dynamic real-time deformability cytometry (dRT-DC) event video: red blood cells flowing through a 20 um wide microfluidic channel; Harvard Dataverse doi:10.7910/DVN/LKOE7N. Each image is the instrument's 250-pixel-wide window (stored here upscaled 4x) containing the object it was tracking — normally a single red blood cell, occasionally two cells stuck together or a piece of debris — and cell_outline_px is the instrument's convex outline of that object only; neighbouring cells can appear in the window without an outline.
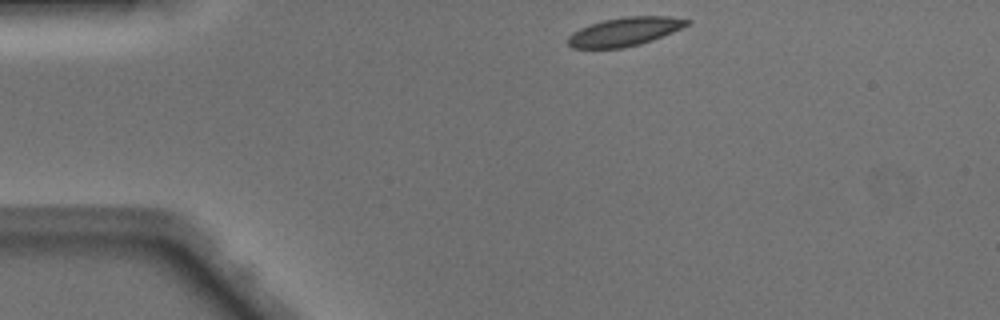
{"species": "Egyptian fruit bat (a non-hibernating species)", "species_latin": "Rousettus aegyptiacus", "temperature_condition": "warm", "stored_images_in_passage": 40, "camera_frame_rate_fps": 3000, "um_per_image_px": 0.085, "animal": {"sex": "male"}, "frame": {"image": 1, "passage_image": 1, "time_ms": 0.0, "image_size_px": [1000, 320], "cell_outline_px": [[692, 20], [688, 24], [672, 32], [652, 40], [640, 44], [624, 48], [572, 48], [564, 40], [572, 32], [580, 28], [604, 20], [624, 16], [668, 16]], "centroid_in_image_um": [53.05, 2.69], "position_along_channel_um": 31.9, "area_um2": 19.83}}
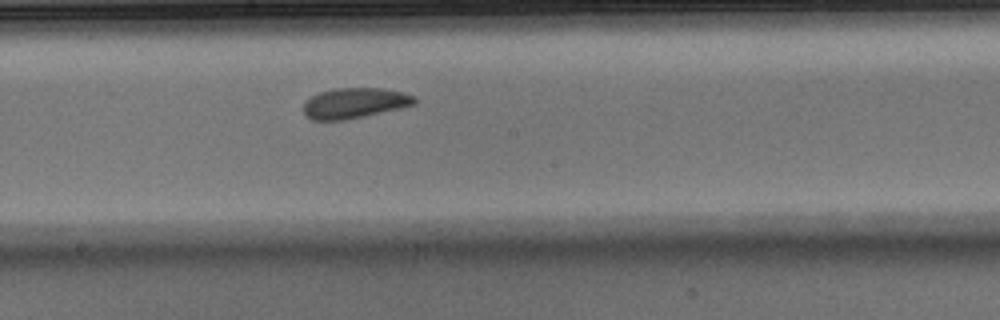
{"frame": {"image": 2, "passage_image": 18, "time_ms": 5.667, "image_size_px": [1000, 320], "cell_outline_px": [[416, 104], [400, 108], [364, 116], [344, 120], [312, 120], [304, 116], [304, 104], [312, 96], [320, 92], [332, 88], [380, 88], [400, 92], [416, 96]], "centroid_in_image_um": [30.13, 8.76], "position_along_channel_um": 218.1, "area_um2": 19.59}}
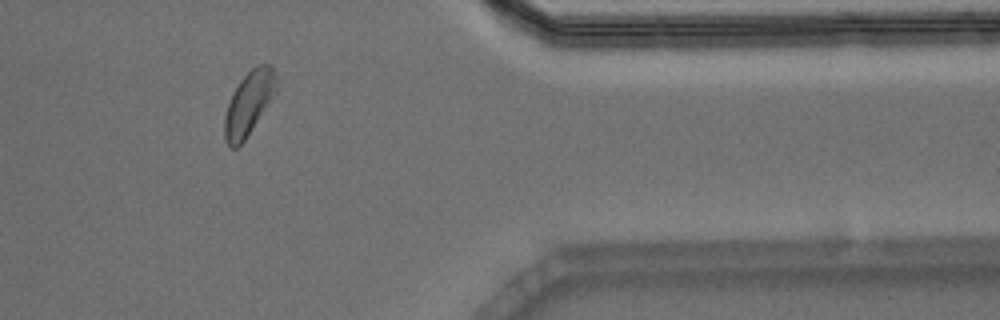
{"frame": {"image": 3, "passage_image": 32, "time_ms": 10.333, "image_size_px": [1000, 320], "cell_outline_px": [[276, 92], [244, 140], [236, 148], [232, 148], [224, 140], [224, 116], [228, 104], [240, 80], [252, 68], [260, 64], [268, 64], [276, 72]], "centroid_in_image_um": [21.14, 8.77], "position_along_channel_um": 390.3, "area_um2": 18.73}, "authors_computed_cell_mechanics": {"area_um2": 19.8254, "velocity_mm_per_s": 4.1287, "shape_relaxation_time_tau1_ms": 3.2822, "shape_relaxation_time_tau2_ms": null, "deformation_change_tau1": 0.0881, "deformation_change_tau2": null}}